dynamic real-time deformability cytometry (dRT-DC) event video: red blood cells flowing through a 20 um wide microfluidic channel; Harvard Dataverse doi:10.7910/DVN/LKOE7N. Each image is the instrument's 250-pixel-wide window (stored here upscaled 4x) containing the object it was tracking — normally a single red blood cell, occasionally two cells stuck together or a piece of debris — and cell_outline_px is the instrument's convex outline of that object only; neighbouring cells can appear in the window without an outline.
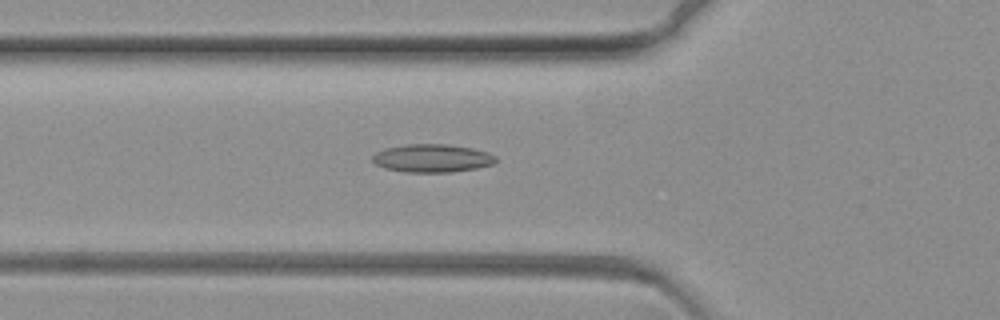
{"species": "common noctule bat (a hibernating species)", "species_latin": "Nyctalus noctula", "temperature_condition": "warm", "stored_images_in_passage": 56, "camera_frame_rate_fps": 3000, "um_per_image_px": 0.085, "animal": {"sex": "female", "body_mass_g": 19.3, "forearm_length_mm": 54.1}, "frame": {"image": 1, "passage_image": 11, "time_ms": 3.333, "image_size_px": [1000, 320], "cell_outline_px": [[496, 160], [492, 164], [476, 168], [452, 172], [404, 172], [384, 168], [376, 164], [372, 160], [372, 156], [376, 152], [384, 148], [408, 144], [448, 144], [472, 148], [488, 152], [496, 156]], "centroid_in_image_um": [36.72, 13.44], "position_along_channel_um": 89.1, "area_um2": 20.23}}
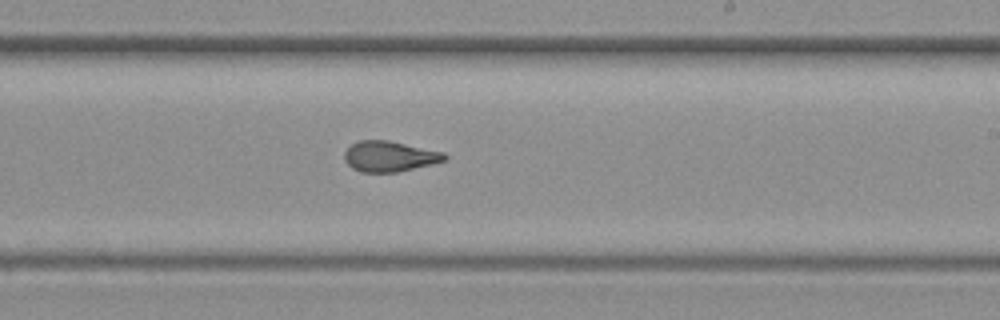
{"frame": {"image": 2, "passage_image": 28, "time_ms": 9.0, "image_size_px": [1000, 320], "cell_outline_px": [[448, 160], [432, 164], [396, 172], [360, 172], [352, 168], [344, 160], [344, 152], [352, 144], [360, 140], [388, 140], [444, 152], [448, 156]], "centroid_in_image_um": [33.12, 13.29], "position_along_channel_um": 255.9, "area_um2": 17.86}}
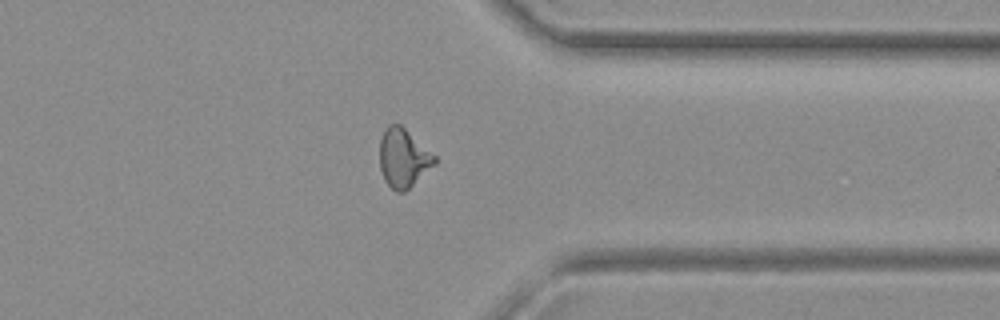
{"frame": {"image": 3, "passage_image": 41, "time_ms": 13.333, "image_size_px": [1000, 320], "cell_outline_px": [[436, 164], [404, 192], [396, 192], [384, 180], [380, 168], [380, 136], [388, 124], [400, 124], [436, 156]], "centroid_in_image_um": [34.27, 13.43], "position_along_channel_um": 377.1, "area_um2": 18.73}}